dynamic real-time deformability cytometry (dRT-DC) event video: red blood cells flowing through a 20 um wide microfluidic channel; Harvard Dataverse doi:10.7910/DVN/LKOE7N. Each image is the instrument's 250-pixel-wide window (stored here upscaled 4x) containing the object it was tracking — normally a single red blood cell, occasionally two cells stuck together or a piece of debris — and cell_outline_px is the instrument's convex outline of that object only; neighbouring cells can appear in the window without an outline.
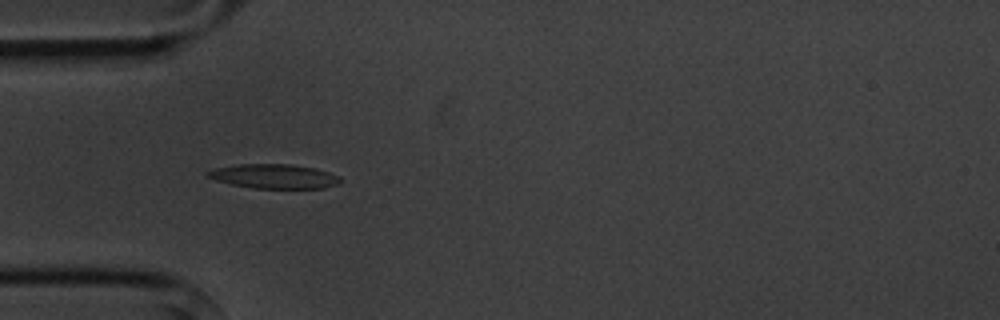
{"species": "common noctule bat (a hibernating species)", "species_latin": "Nyctalus noctula", "temperature_condition": "cold", "stored_images_in_passage": 4, "camera_frame_rate_fps": 3000, "um_per_image_px": 0.085, "animal": {"sex": "male", "body_mass_g": 20.1, "forearm_length_mm": 53.5}, "frame": {"image": 1, "passage_image": 3, "time_ms": 2.667, "image_size_px": [1000, 320], "cell_outline_px": [[340, 184], [324, 188], [252, 188], [232, 184], [216, 180], [204, 176], [204, 172], [212, 168], [240, 164], [292, 164], [316, 168], [340, 176]], "centroid_in_image_um": [23.27, 14.98], "position_along_channel_um": 61.7, "area_um2": 19.02}}
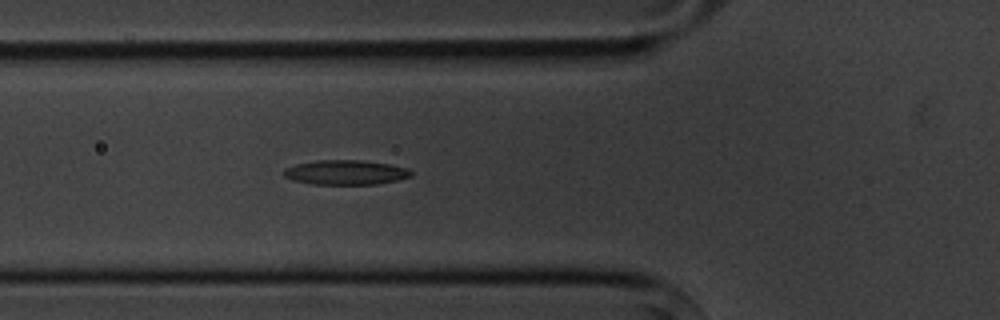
{"frame": {"image": 2, "passage_image": 4, "time_ms": 3.667, "image_size_px": [1000, 320], "cell_outline_px": [[412, 176], [396, 180], [376, 184], [312, 184], [292, 180], [284, 176], [284, 168], [296, 164], [316, 160], [360, 160], [388, 164], [408, 168], [412, 172]], "centroid_in_image_um": [29.36, 14.65], "position_along_channel_um": 96.4, "area_um2": 18.21}}